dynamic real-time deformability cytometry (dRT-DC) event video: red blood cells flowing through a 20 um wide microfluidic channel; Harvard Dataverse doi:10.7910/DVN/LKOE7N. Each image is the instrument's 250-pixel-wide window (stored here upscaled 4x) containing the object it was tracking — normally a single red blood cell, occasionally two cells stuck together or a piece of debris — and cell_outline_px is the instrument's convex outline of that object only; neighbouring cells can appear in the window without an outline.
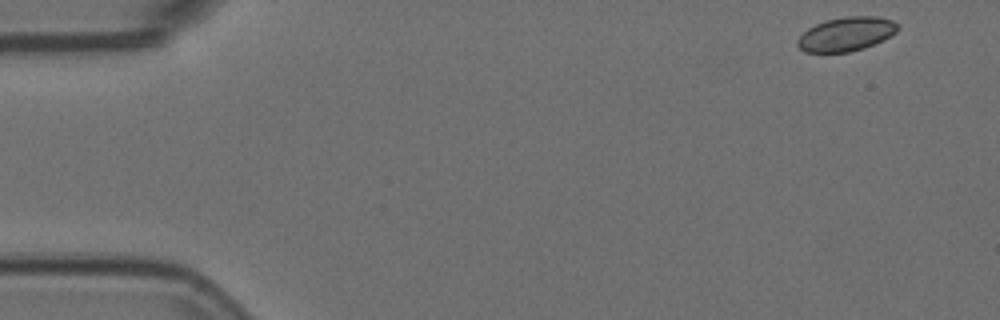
{"species": "Egyptian fruit bat (a non-hibernating species)", "species_latin": "Rousettus aegyptiacus", "temperature_condition": "room temperature", "stored_images_in_passage": 3, "camera_frame_rate_fps": 3000, "um_per_image_px": 0.085, "animal": {"sex": "female"}, "frame": {"image": 1, "passage_image": 1, "time_ms": 0.0, "image_size_px": [1000, 320], "cell_outline_px": [[900, 28], [896, 32], [884, 40], [864, 48], [848, 52], [804, 52], [796, 44], [796, 40], [808, 28], [816, 24], [828, 20], [844, 16], [876, 16], [892, 20], [900, 24]], "centroid_in_image_um": [71.96, 2.89], "position_along_channel_um": 13.0, "area_um2": 19.94}}